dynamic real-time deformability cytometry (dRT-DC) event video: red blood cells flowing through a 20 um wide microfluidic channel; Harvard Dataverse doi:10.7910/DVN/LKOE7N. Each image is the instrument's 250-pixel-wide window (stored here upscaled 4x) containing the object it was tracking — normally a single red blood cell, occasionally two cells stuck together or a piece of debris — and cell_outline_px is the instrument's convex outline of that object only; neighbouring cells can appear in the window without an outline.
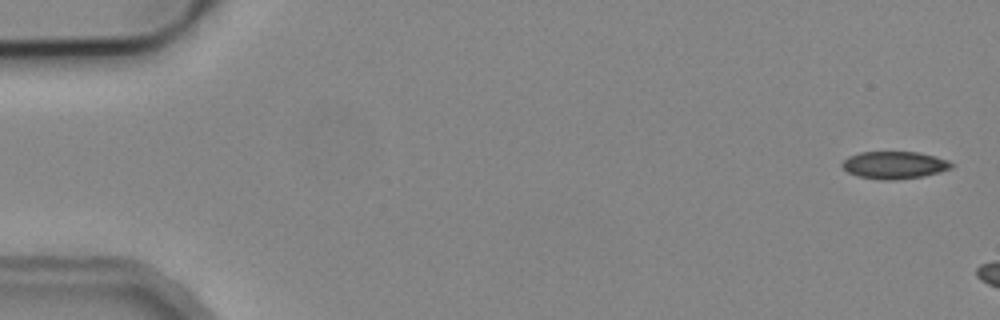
{"species": "common noctule bat (a hibernating species)", "species_latin": "Nyctalus noctula", "temperature_condition": "cold", "stored_images_in_passage": 3, "camera_frame_rate_fps": 3000, "um_per_image_px": 0.085, "animal": {"sex": "male", "body_mass_g": 19.2, "forearm_length_mm": 51.8}, "frame": {"image": 1, "passage_image": 1, "time_ms": 0.0, "image_size_px": [1000, 320], "cell_outline_px": [[956, 164], [952, 168], [940, 172], [924, 176], [892, 180], [880, 180], [856, 176], [848, 172], [840, 164], [848, 156], [860, 152], [920, 152], [936, 156], [948, 160]], "centroid_in_image_um": [76.05, 14.03], "position_along_channel_um": 9.0, "area_um2": 17.69}}